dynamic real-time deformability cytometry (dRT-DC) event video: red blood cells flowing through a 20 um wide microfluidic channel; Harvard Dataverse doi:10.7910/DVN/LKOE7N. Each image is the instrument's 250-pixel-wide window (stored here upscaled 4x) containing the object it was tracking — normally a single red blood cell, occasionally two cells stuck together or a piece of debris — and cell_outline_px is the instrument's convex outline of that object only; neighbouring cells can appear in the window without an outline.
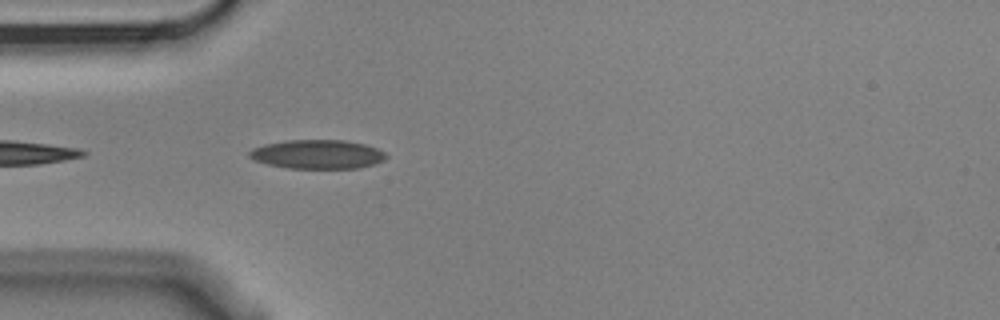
{"species": "Egyptian fruit bat (a non-hibernating species)", "species_latin": "Rousettus aegyptiacus", "temperature_condition": "cold", "stored_images_in_passage": 4, "camera_frame_rate_fps": 3000, "um_per_image_px": 0.085, "animal": {"sex": "male"}, "frame": {"image": 1, "passage_image": 4, "time_ms": 1.0, "image_size_px": [1000, 320], "cell_outline_px": [[388, 156], [384, 160], [372, 164], [356, 168], [288, 168], [268, 164], [256, 160], [248, 156], [248, 152], [252, 148], [264, 144], [284, 140], [344, 140], [364, 144], [376, 148], [384, 152]], "centroid_in_image_um": [26.96, 13.1], "position_along_channel_um": 58.0, "area_um2": 23.0}}